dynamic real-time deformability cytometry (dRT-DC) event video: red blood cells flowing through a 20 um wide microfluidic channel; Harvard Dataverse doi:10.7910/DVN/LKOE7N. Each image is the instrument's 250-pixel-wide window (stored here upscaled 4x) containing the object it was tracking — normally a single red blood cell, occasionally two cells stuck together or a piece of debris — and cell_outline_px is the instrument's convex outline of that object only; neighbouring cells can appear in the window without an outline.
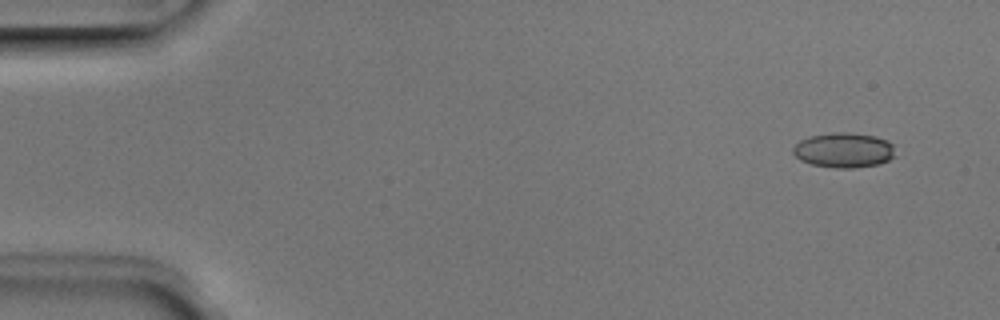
{"species": "Egyptian fruit bat (a non-hibernating species)", "species_latin": "Rousettus aegyptiacus", "temperature_condition": "room temperature", "stored_images_in_passage": 4, "camera_frame_rate_fps": 3000, "um_per_image_px": 0.085, "animal": {"sex": "male"}, "frame": {"image": 1, "passage_image": 1, "time_ms": 0.0, "image_size_px": [1000, 320], "cell_outline_px": [[896, 156], [880, 164], [852, 168], [836, 168], [812, 164], [800, 160], [792, 152], [792, 148], [800, 140], [808, 136], [832, 132], [848, 132], [876, 136], [888, 140], [892, 144]], "centroid_in_image_um": [71.73, 12.75], "position_along_channel_um": 13.3, "area_um2": 21.04}}
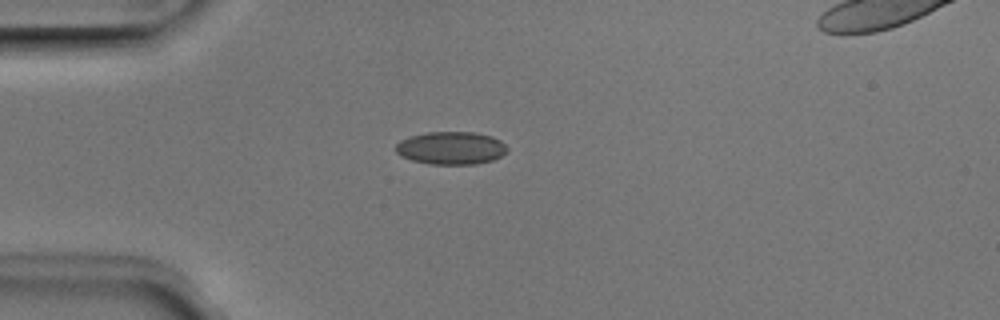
{"frame": {"image": 2, "passage_image": 3, "time_ms": 0.667, "image_size_px": [1000, 320], "cell_outline_px": [[508, 148], [500, 156], [492, 160], [476, 164], [428, 164], [412, 160], [400, 156], [396, 152], [396, 144], [400, 140], [408, 136], [428, 132], [472, 132], [492, 136], [500, 140]], "centroid_in_image_um": [38.3, 12.58], "position_along_channel_um": 46.7, "area_um2": 21.33}}